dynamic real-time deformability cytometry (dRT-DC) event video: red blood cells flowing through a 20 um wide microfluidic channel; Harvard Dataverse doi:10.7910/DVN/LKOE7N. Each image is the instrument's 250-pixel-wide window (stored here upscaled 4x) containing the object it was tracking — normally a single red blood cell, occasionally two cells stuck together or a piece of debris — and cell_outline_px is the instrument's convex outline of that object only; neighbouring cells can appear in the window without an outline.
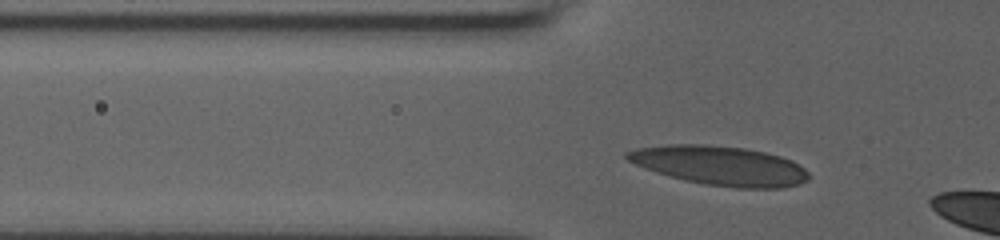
{"species": "human", "species_latin": "Homo sapiens", "temperature_condition": "room temperature", "stored_images_in_passage": 6, "camera_frame_rate_fps": 3000, "um_per_image_px": 0.085, "donor": {"sex": "male"}, "frame": {"image": 1, "passage_image": 3, "time_ms": 0.667, "image_size_px": [1000, 240], "cell_outline_px": [[808, 180], [800, 184], [784, 188], [736, 188], [704, 184], [684, 180], [656, 172], [644, 168], [628, 160], [624, 156], [624, 152], [636, 148], [668, 144], [704, 144], [744, 148], [764, 152], [780, 156], [792, 160], [804, 168], [808, 172]], "centroid_in_image_um": [61.2, 14.08], "position_along_channel_um": 64.6, "area_um2": 41.67}}